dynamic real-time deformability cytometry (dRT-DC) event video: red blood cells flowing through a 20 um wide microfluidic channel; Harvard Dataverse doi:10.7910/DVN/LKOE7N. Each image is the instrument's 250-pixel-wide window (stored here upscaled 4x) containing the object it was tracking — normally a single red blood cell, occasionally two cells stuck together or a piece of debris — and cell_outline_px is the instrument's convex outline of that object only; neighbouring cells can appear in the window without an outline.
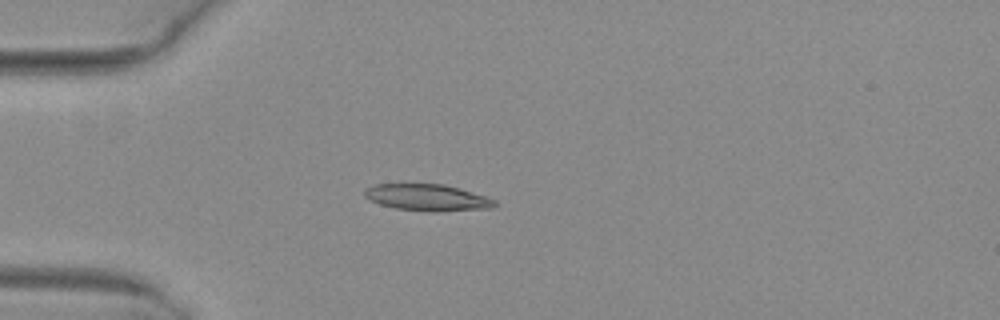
{"species": "common noctule bat (a hibernating species)", "species_latin": "Nyctalus noctula", "temperature_condition": "warm", "stored_images_in_passage": 5, "camera_frame_rate_fps": 3000, "um_per_image_px": 0.085, "animal": {"sex": "female", "body_mass_g": 29.2, "forearm_length_mm": 56.3}, "frame": {"image": 1, "passage_image": 5, "time_ms": 1.333, "image_size_px": [1000, 320], "cell_outline_px": [[496, 204], [492, 208], [440, 212], [432, 212], [396, 208], [380, 204], [368, 200], [364, 196], [364, 192], [368, 188], [376, 184], [444, 184], [460, 188], [496, 200]], "centroid_in_image_um": [36.34, 16.8], "position_along_channel_um": 48.7, "area_um2": 20.17}}